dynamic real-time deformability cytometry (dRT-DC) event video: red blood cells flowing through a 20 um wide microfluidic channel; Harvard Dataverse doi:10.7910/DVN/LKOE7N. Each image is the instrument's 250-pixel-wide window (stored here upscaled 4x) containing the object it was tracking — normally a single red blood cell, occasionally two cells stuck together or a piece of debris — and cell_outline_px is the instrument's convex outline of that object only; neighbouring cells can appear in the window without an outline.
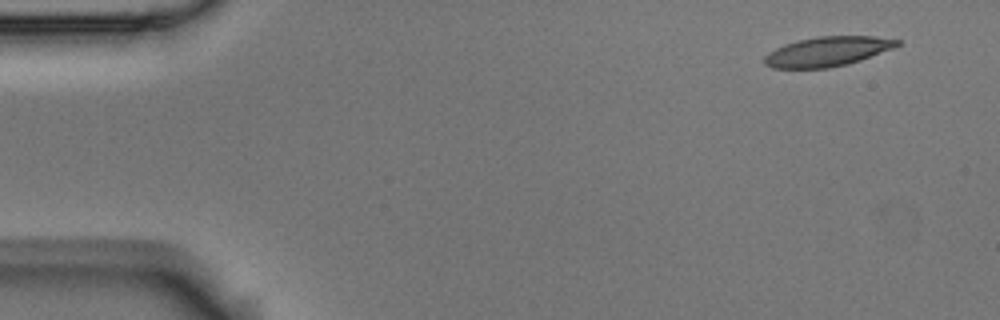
{"species": "Egyptian fruit bat (a non-hibernating species)", "species_latin": "Rousettus aegyptiacus", "temperature_condition": "room temperature", "stored_images_in_passage": 5, "camera_frame_rate_fps": 3000, "um_per_image_px": 0.085, "animal": {"sex": "male"}, "frame": {"image": 1, "passage_image": 1, "time_ms": 0.0, "image_size_px": [1000, 320], "cell_outline_px": [[900, 44], [892, 48], [860, 60], [848, 64], [828, 68], [772, 68], [764, 64], [764, 56], [768, 52], [784, 44], [816, 36], [876, 36], [900, 40]], "centroid_in_image_um": [70.31, 4.37], "position_along_channel_um": 14.7, "area_um2": 22.83}}
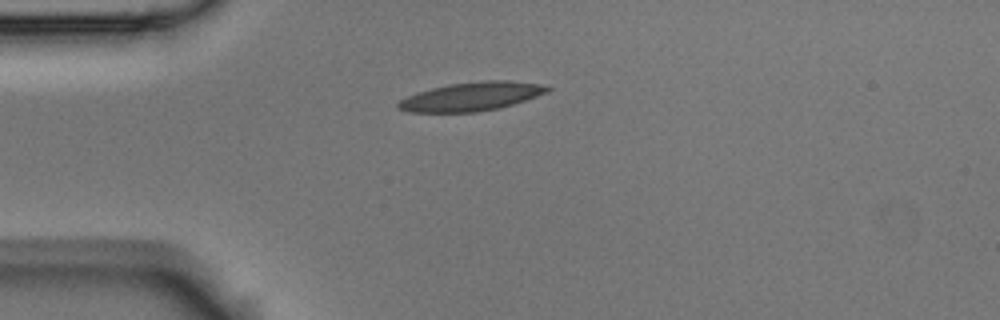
{"frame": {"image": 2, "passage_image": 3, "time_ms": 0.667, "image_size_px": [1000, 320], "cell_outline_px": [[552, 88], [548, 92], [512, 104], [496, 108], [476, 112], [408, 112], [396, 108], [396, 104], [400, 100], [416, 92], [448, 84], [484, 80], [508, 80], [540, 84]], "centroid_in_image_um": [40.03, 8.2], "position_along_channel_um": 45.0, "area_um2": 24.8}}
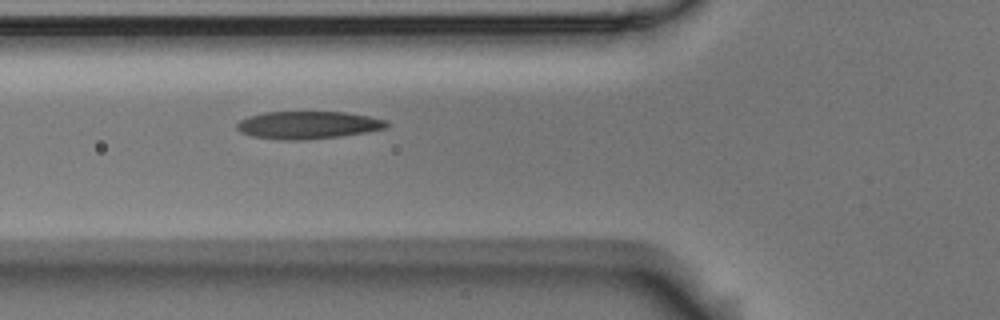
{"frame": {"image": 3, "passage_image": 5, "time_ms": 1.333, "image_size_px": [1000, 320], "cell_outline_px": [[388, 124], [384, 128], [368, 132], [340, 136], [300, 140], [280, 140], [252, 136], [240, 132], [236, 128], [236, 124], [240, 120], [248, 116], [264, 112], [344, 112], [368, 116], [388, 120]], "centroid_in_image_um": [26.15, 10.63], "position_along_channel_um": 99.7, "area_um2": 24.1}}